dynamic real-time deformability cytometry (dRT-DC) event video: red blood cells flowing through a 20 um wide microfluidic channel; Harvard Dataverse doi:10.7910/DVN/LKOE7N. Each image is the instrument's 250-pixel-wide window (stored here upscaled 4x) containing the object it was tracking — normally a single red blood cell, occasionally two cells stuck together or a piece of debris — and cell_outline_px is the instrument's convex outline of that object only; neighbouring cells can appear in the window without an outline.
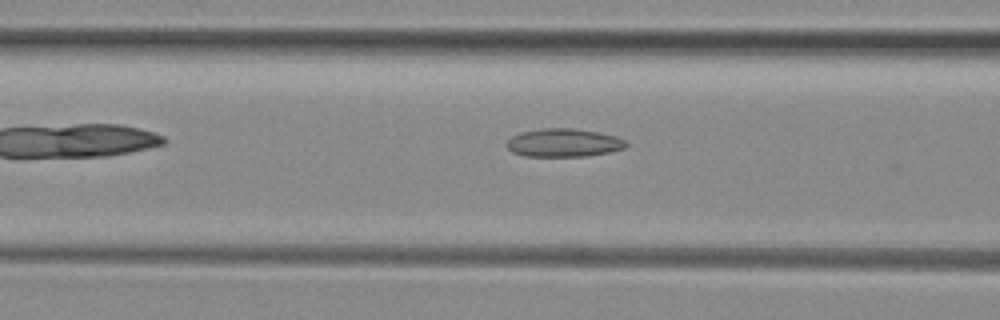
{"species": "common noctule bat (a hibernating species)", "species_latin": "Nyctalus noctula", "temperature_condition": "room temperature", "stored_images_in_passage": 19, "camera_frame_rate_fps": 3000, "um_per_image_px": 0.085, "animal": {"sex": "female", "body_mass_g": 29.2, "forearm_length_mm": 56.3}, "frame": {"image": 1, "passage_image": 4, "time_ms": 1.0, "image_size_px": [1000, 320], "cell_outline_px": [[628, 144], [624, 148], [608, 152], [588, 156], [524, 156], [512, 152], [504, 144], [512, 136], [520, 132], [540, 128], [572, 128], [596, 132], [616, 136], [624, 140]], "centroid_in_image_um": [47.87, 12.13], "position_along_channel_um": 118.7, "area_um2": 19.65}}
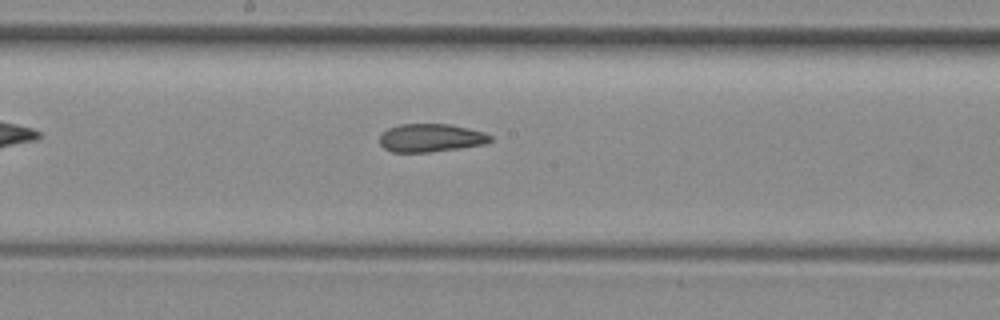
{"frame": {"image": 2, "passage_image": 11, "time_ms": 3.333, "image_size_px": [1000, 320], "cell_outline_px": [[492, 140], [484, 144], [428, 152], [392, 152], [384, 148], [380, 144], [380, 136], [388, 128], [400, 124], [452, 124], [484, 132], [492, 136]], "centroid_in_image_um": [36.61, 11.71], "position_along_channel_um": 211.6, "area_um2": 18.03}}
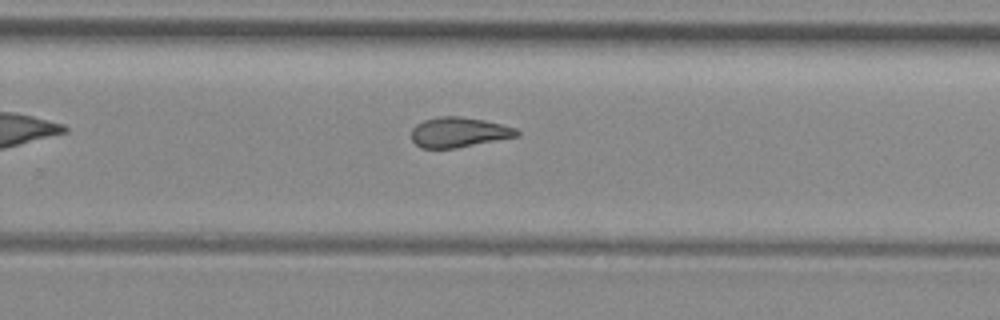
{"frame": {"image": 3, "passage_image": 17, "time_ms": 5.333, "image_size_px": [1000, 320], "cell_outline_px": [[520, 136], [456, 148], [420, 148], [412, 140], [412, 128], [416, 124], [424, 120], [436, 116], [460, 116], [484, 120], [516, 128], [520, 132]], "centroid_in_image_um": [39.0, 11.24], "position_along_channel_um": 290.8, "area_um2": 18.55}}